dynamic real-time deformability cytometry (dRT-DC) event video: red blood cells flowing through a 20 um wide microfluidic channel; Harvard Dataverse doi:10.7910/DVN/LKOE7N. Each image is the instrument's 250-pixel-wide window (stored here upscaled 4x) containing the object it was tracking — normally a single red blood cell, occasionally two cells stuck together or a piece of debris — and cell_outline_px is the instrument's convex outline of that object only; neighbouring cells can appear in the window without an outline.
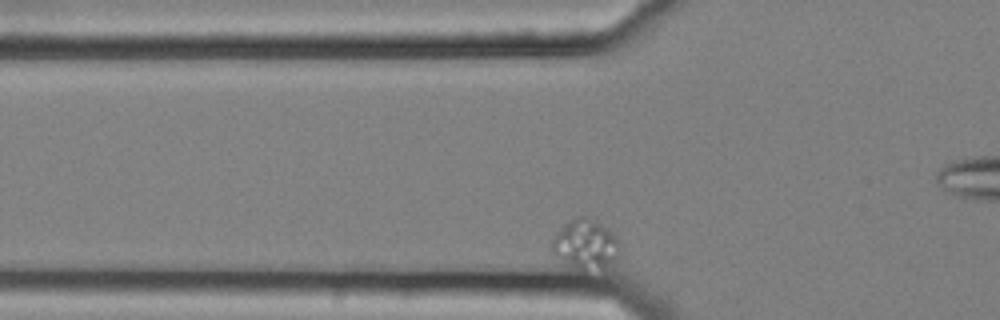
{"species": "common noctule bat (a hibernating species)", "species_latin": "Nyctalus noctula", "temperature_condition": "cold", "stored_images_in_passage": 55, "segment_of_instrument_passage": [1, 2], "camera_frame_rate_fps": 3000, "um_per_image_px": 0.085, "animal": {"sex": "female", "body_mass_g": 25.1}, "frame": {"image": 1, "passage_image": 13, "time_ms": 4.0, "image_size_px": [1000, 320], "cell_outline_px": [[620, 244], [616, 256], [604, 272], [584, 272], [564, 260], [552, 252], [552, 240], [572, 220], [580, 216], [584, 216], [600, 224]], "centroid_in_image_um": [49.8, 20.86], "position_along_channel_um": 76.0, "area_um2": 18.73}}